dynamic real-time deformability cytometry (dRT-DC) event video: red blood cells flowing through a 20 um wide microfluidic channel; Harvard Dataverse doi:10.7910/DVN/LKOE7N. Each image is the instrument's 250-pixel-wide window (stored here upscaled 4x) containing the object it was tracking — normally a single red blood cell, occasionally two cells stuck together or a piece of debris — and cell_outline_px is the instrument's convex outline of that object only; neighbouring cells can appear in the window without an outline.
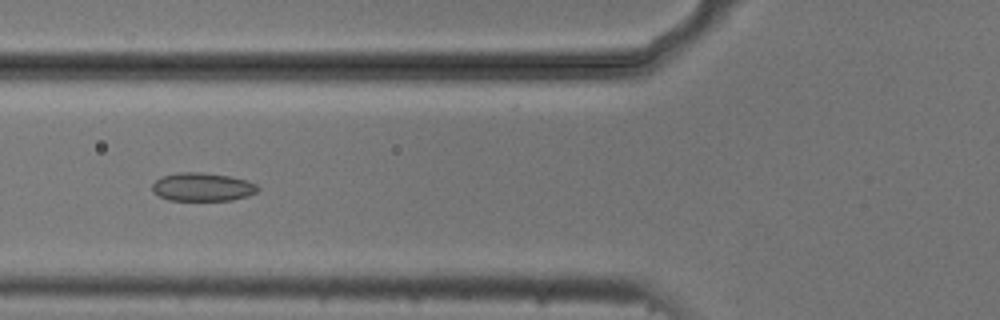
{"species": "common noctule bat (a hibernating species)", "species_latin": "Nyctalus noctula", "temperature_condition": "cold", "stored_images_in_passage": 40, "camera_frame_rate_fps": 3000, "um_per_image_px": 0.085, "animal": {"sex": "male", "body_mass_g": 20.5, "forearm_length_mm": 52.5}, "frame": {"image": 1, "passage_image": 6, "time_ms": 1.667, "image_size_px": [1000, 320], "cell_outline_px": [[260, 188], [256, 192], [248, 196], [232, 200], [168, 200], [152, 192], [152, 184], [156, 180], [164, 176], [180, 172], [200, 172], [228, 176], [248, 180], [256, 184]], "centroid_in_image_um": [17.22, 15.89], "position_along_channel_um": 108.6, "area_um2": 17.4}}
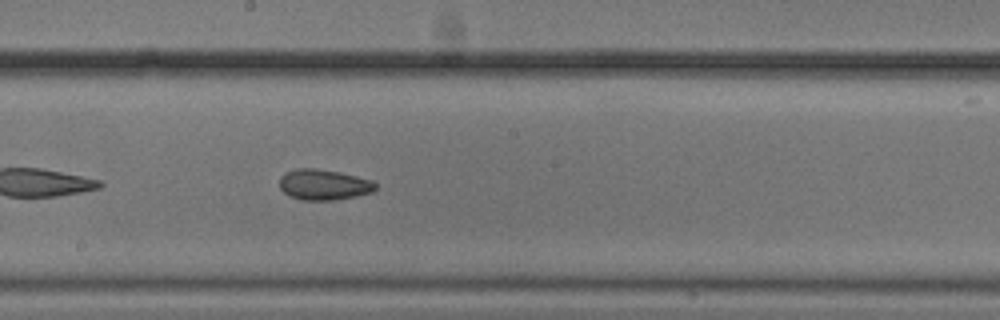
{"frame": {"image": 2, "passage_image": 15, "time_ms": 4.667, "image_size_px": [1000, 320], "cell_outline_px": [[376, 188], [372, 192], [356, 196], [332, 200], [304, 200], [292, 196], [284, 192], [280, 188], [280, 176], [284, 172], [296, 168], [316, 168], [340, 172], [372, 180], [376, 184]], "centroid_in_image_um": [27.51, 15.68], "position_along_channel_um": 220.7, "area_um2": 17.11}}
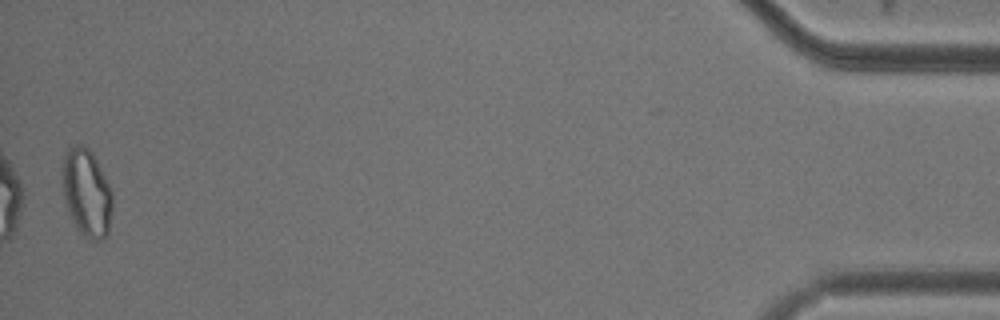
{"frame": {"image": 3, "passage_image": 39, "time_ms": 12.667, "image_size_px": [1000, 320], "cell_outline_px": [[112, 212], [108, 232], [100, 240], [92, 240], [84, 236], [76, 228], [68, 216], [64, 196], [64, 152], [68, 144], [84, 144], [92, 152], [112, 192]], "centroid_in_image_um": [7.36, 16.38], "position_along_channel_um": 427.8, "area_um2": 25.55}, "authors_computed_cell_mechanics": {"area_um2": 17.2822, "velocity_mm_per_s": 3.7179, "shape_relaxation_time_tau1_ms": 3.185, "shape_relaxation_time_tau2_ms": 3.383, "deformation_change_tau1": 0.0883, "deformation_change_tau2": 0.0881}}